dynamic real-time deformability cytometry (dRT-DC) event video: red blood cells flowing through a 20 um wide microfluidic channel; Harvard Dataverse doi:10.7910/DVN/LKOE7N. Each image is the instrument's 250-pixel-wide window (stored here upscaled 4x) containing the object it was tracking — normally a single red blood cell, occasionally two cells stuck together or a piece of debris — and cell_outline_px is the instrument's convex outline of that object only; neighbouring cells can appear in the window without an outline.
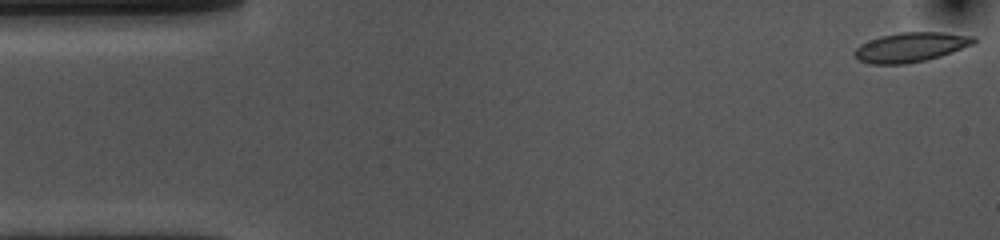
{"species": "common noctule bat (a hibernating species)", "species_latin": "Nyctalus noctula", "temperature_condition": "cold", "stored_images_in_passage": 54, "camera_frame_rate_fps": 3000, "um_per_image_px": 0.085, "animal": {"sex": "female", "body_mass_g": 10.0, "forearm_length_mm": 53.1}, "frame": {"image": 1, "passage_image": 1, "time_ms": 0.0, "image_size_px": [1000, 240], "cell_outline_px": [[976, 44], [928, 60], [904, 64], [868, 64], [860, 60], [852, 52], [860, 44], [880, 36], [900, 32], [944, 32], [976, 36]], "centroid_in_image_um": [77.45, 4.0], "position_along_channel_um": 7.5, "area_um2": 20.75}}
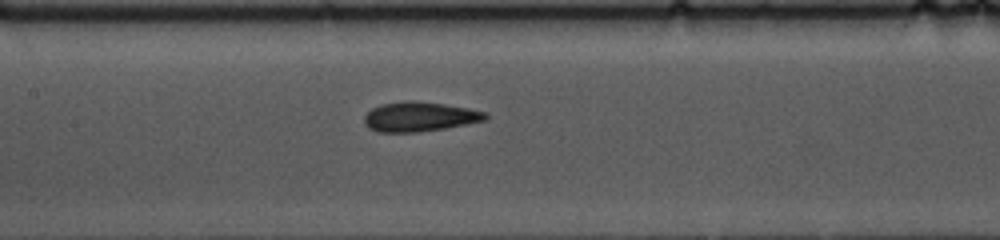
{"frame": {"image": 2, "passage_image": 24, "time_ms": 7.667, "image_size_px": [1000, 240], "cell_outline_px": [[488, 116], [484, 120], [444, 128], [416, 132], [380, 132], [368, 128], [364, 124], [364, 116], [372, 108], [380, 104], [408, 100], [416, 100], [444, 104], [468, 108], [488, 112]], "centroid_in_image_um": [35.63, 9.9], "position_along_channel_um": 171.8, "area_um2": 20.87}}
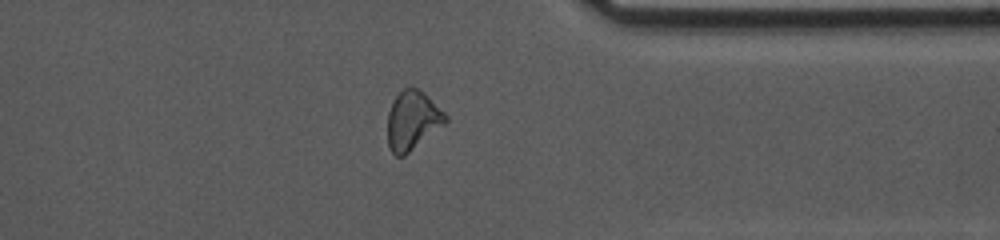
{"frame": {"image": 3, "passage_image": 42, "time_ms": 13.667, "image_size_px": [1000, 240], "cell_outline_px": [[448, 120], [444, 124], [404, 156], [396, 156], [388, 148], [388, 112], [396, 96], [404, 88], [416, 88], [424, 92], [448, 116]], "centroid_in_image_um": [35.06, 10.24], "position_along_channel_um": 376.3, "area_um2": 19.59}, "authors_computed_cell_mechanics": {"area_um2": 20.7791, "velocity_mm_per_s": 3.577, "shape_relaxation_time_tau1_ms": 4.542, "shape_relaxation_time_tau2_ms": 2.4359, "deformation_change_tau1": 0.1403, "deformation_change_tau2": 0.096}}